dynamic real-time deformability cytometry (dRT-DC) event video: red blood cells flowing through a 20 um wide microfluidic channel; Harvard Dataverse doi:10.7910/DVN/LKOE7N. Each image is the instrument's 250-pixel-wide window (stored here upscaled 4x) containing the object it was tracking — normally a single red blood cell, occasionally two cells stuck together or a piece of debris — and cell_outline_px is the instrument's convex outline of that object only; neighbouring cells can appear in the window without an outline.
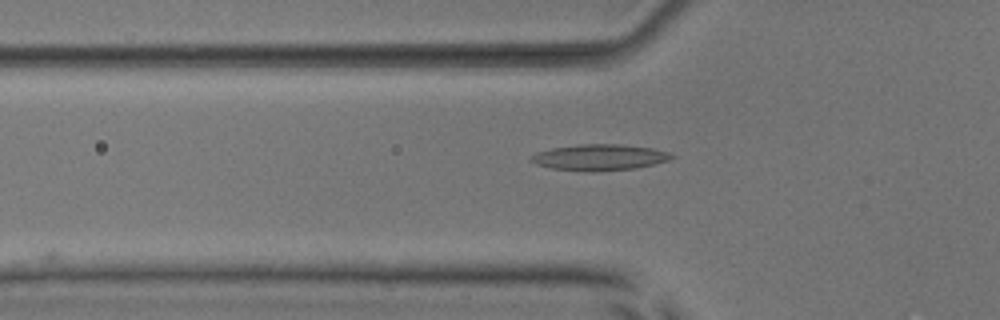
{"species": "common noctule bat (a hibernating species)", "species_latin": "Nyctalus noctula", "temperature_condition": "room temperature", "stored_images_in_passage": 40, "camera_frame_rate_fps": 3000, "um_per_image_px": 0.085, "animal": {"sex": "male", "body_mass_g": 17.9, "forearm_length_mm": 54.2}, "frame": {"image": 1, "passage_image": 7, "time_ms": 2.0, "image_size_px": [1000, 320], "cell_outline_px": [[676, 156], [668, 160], [636, 168], [596, 172], [592, 172], [552, 168], [536, 164], [528, 160], [536, 152], [552, 148], [580, 144], [620, 144], [652, 148], [668, 152]], "centroid_in_image_um": [50.94, 13.37], "position_along_channel_um": 74.9, "area_um2": 21.33}}
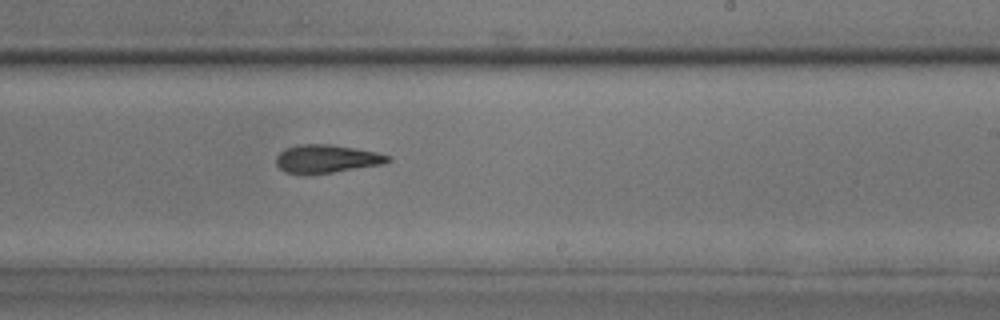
{"frame": {"image": 2, "passage_image": 21, "time_ms": 6.667, "image_size_px": [1000, 320], "cell_outline_px": [[392, 160], [384, 164], [332, 172], [304, 176], [284, 172], [276, 164], [276, 156], [284, 148], [296, 144], [332, 144], [356, 148], [376, 152], [392, 156]], "centroid_in_image_um": [27.73, 13.51], "position_along_channel_um": 261.3, "area_um2": 18.84}}
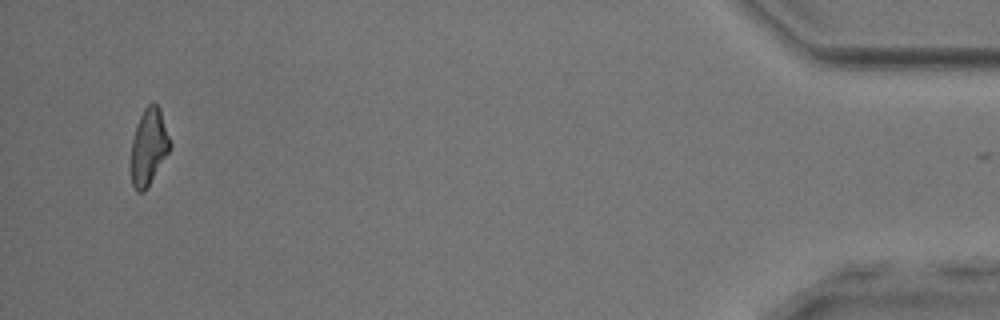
{"frame": {"image": 3, "passage_image": 39, "time_ms": 12.667, "image_size_px": [1000, 320], "cell_outline_px": [[172, 144], [168, 152], [144, 192], [136, 192], [132, 184], [128, 164], [132, 140], [136, 124], [144, 108], [152, 100], [160, 108]], "centroid_in_image_um": [12.59, 12.47], "position_along_channel_um": 422.6, "area_um2": 17.8}, "authors_computed_cell_mechanics": {"area_um2": 18.6694, "velocity_mm_per_s": 3.9982, "shape_relaxation_time_tau1_ms": 10.6653, "shape_relaxation_time_tau2_ms": 7.3986, "deformation_change_tau1": 0.2728, "deformation_change_tau2": 0.2089}}